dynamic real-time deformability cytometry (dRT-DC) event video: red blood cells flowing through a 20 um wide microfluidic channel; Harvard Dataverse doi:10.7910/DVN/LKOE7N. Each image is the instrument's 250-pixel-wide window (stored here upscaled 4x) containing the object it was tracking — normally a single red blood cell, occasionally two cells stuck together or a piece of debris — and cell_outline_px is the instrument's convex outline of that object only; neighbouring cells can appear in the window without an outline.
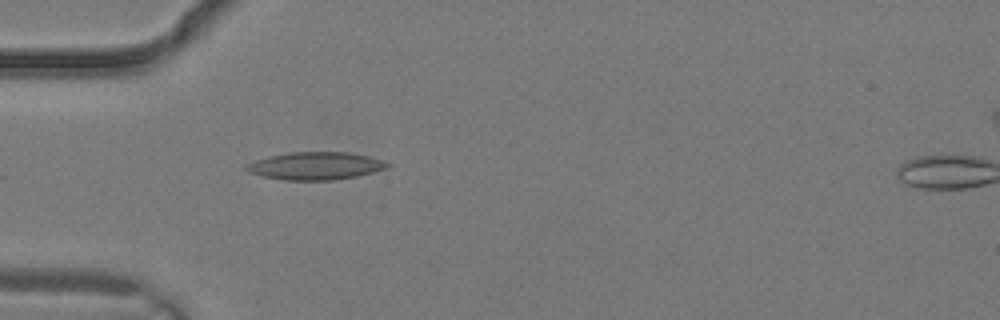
{"species": "common noctule bat (a hibernating species)", "species_latin": "Nyctalus noctula", "temperature_condition": "warm", "stored_images_in_passage": 3, "camera_frame_rate_fps": 3000, "um_per_image_px": 0.085, "animal": {"sex": "male", "body_mass_g": 19.2, "forearm_length_mm": 51.8}, "frame": {"image": 1, "passage_image": 2, "time_ms": 0.333, "image_size_px": [1000, 320], "cell_outline_px": [[392, 164], [388, 168], [356, 176], [332, 180], [284, 180], [264, 176], [248, 172], [244, 168], [244, 164], [268, 156], [292, 152], [348, 152], [368, 156]], "centroid_in_image_um": [26.79, 14.09], "position_along_channel_um": 58.2, "area_um2": 22.66}}